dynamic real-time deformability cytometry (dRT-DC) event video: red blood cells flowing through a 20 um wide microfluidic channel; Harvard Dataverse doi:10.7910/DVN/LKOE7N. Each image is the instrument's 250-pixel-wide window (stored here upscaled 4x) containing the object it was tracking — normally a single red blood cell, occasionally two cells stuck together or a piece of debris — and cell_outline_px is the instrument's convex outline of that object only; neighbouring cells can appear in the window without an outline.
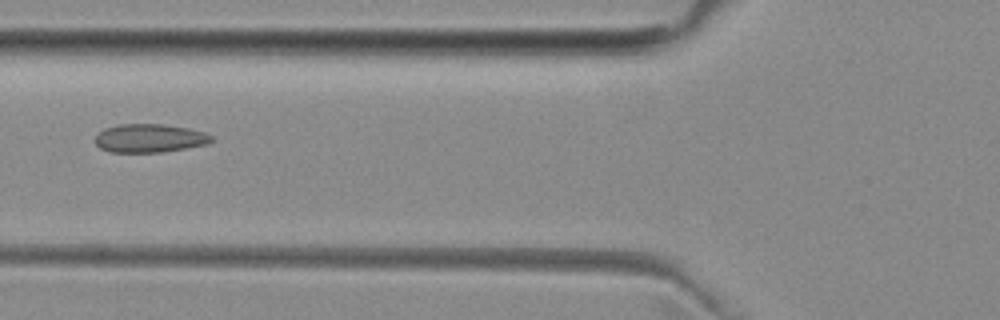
{"species": "common noctule bat (a hibernating species)", "species_latin": "Nyctalus noctula", "temperature_condition": "room temperature", "stored_images_in_passage": 2, "camera_frame_rate_fps": 3000, "um_per_image_px": 0.085, "animal": {"sex": "female", "body_mass_g": 29.2, "forearm_length_mm": 56.3}, "frame": {"image": 1, "passage_image": 2, "time_ms": 1.0, "image_size_px": [1000, 320], "cell_outline_px": [[216, 140], [208, 144], [164, 152], [112, 152], [100, 148], [96, 144], [96, 136], [104, 128], [120, 124], [164, 124], [188, 128], [204, 132], [212, 136]], "centroid_in_image_um": [12.76, 11.75], "position_along_channel_um": 113.0, "area_um2": 19.36}}